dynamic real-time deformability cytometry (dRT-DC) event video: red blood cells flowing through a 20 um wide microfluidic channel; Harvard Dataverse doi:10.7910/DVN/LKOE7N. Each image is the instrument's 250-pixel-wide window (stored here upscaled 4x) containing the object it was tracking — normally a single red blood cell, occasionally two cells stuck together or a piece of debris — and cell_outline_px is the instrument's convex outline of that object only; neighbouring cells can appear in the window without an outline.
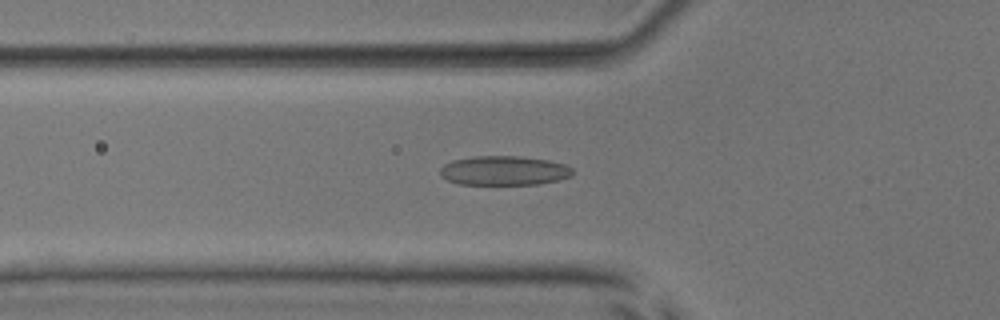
{"species": "common noctule bat (a hibernating species)", "species_latin": "Nyctalus noctula", "temperature_condition": "room temperature", "stored_images_in_passage": 51, "camera_frame_rate_fps": 3000, "um_per_image_px": 0.085, "animal": {"sex": "male", "body_mass_g": 17.9, "forearm_length_mm": 54.2}, "frame": {"image": 1, "passage_image": 18, "time_ms": 5.667, "image_size_px": [1000, 320], "cell_outline_px": [[572, 176], [556, 180], [536, 184], [460, 184], [448, 180], [440, 176], [440, 168], [444, 164], [452, 160], [472, 156], [520, 156], [548, 160], [564, 164], [572, 168]], "centroid_in_image_um": [42.81, 14.49], "position_along_channel_um": 83.0, "area_um2": 22.6}}
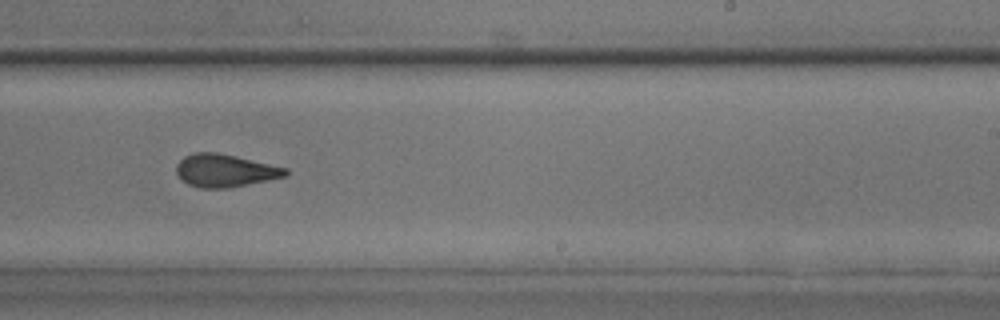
{"frame": {"image": 2, "passage_image": 32, "time_ms": 10.333, "image_size_px": [1000, 320], "cell_outline_px": [[288, 176], [228, 188], [200, 188], [188, 184], [176, 172], [176, 164], [184, 156], [192, 152], [216, 152], [236, 156], [288, 168]], "centroid_in_image_um": [19.13, 14.49], "position_along_channel_um": 269.9, "area_um2": 20.87}}
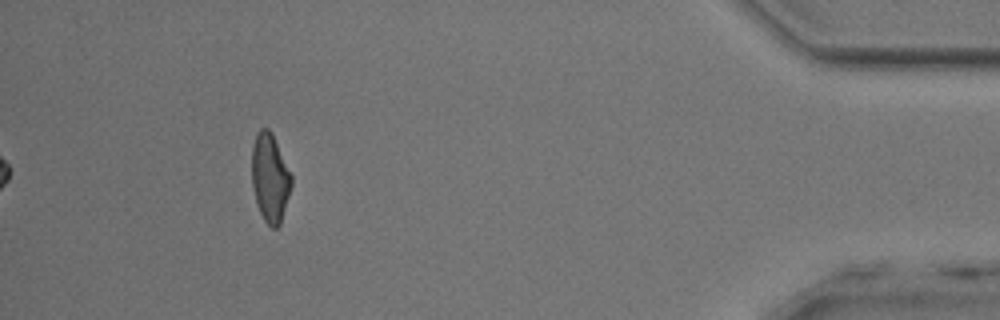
{"frame": {"image": 3, "passage_image": 47, "time_ms": 15.333, "image_size_px": [1000, 320], "cell_outline_px": [[292, 184], [280, 224], [276, 228], [272, 228], [264, 220], [260, 212], [256, 200], [252, 184], [252, 144], [256, 132], [260, 128], [268, 128], [272, 132], [292, 176]], "centroid_in_image_um": [22.94, 15.07], "position_along_channel_um": 412.3, "area_um2": 20.35}, "authors_computed_cell_mechanics": {"area_um2": 21.2126, "velocity_mm_per_s": 4.0023, "shape_relaxation_time_tau1_ms": null, "shape_relaxation_time_tau2_ms": 1.5923, "deformation_change_tau1": null, "deformation_change_tau2": 0.0763}}